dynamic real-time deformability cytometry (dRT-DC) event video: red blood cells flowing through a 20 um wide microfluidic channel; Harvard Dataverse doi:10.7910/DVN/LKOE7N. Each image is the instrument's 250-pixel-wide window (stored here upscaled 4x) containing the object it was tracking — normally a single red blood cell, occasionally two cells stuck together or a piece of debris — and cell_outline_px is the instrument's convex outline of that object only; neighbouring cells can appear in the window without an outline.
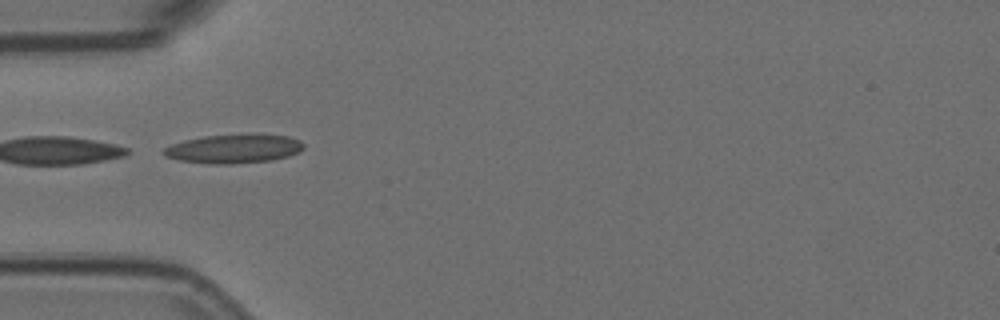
{"species": "Egyptian fruit bat (a non-hibernating species)", "species_latin": "Rousettus aegyptiacus", "temperature_condition": "room temperature", "stored_images_in_passage": 16, "camera_frame_rate_fps": 3000, "um_per_image_px": 0.085, "animal": {"sex": "female"}, "frame": {"image": 1, "passage_image": 1, "time_ms": 0.0, "image_size_px": [1000, 320], "cell_outline_px": [[304, 148], [288, 156], [272, 160], [228, 164], [208, 164], [180, 160], [164, 156], [160, 152], [164, 148], [172, 144], [184, 140], [204, 136], [252, 132], [256, 132], [288, 136], [300, 140], [304, 144]], "centroid_in_image_um": [19.87, 12.61], "position_along_channel_um": 65.1, "area_um2": 24.16}}